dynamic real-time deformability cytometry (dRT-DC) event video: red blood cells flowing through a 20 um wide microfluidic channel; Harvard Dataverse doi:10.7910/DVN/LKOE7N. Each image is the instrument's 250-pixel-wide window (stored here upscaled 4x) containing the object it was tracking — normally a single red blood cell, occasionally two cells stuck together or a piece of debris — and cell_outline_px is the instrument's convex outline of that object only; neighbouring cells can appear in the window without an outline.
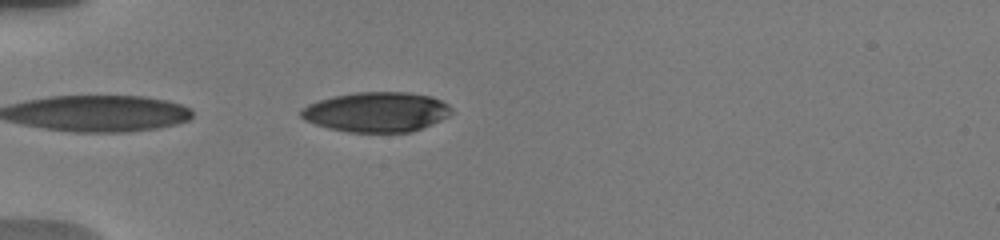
{"species": "human", "species_latin": "Homo sapiens", "temperature_condition": "warm", "stored_images_in_passage": 2, "camera_frame_rate_fps": 3000, "um_per_image_px": 0.085, "donor": {"sex": "male"}, "frame": {"image": 1, "passage_image": 1, "time_ms": 0.0, "image_size_px": [1000, 240], "cell_outline_px": [[452, 112], [448, 116], [432, 124], [412, 132], [348, 132], [328, 128], [304, 120], [300, 116], [300, 108], [308, 104], [332, 96], [356, 92], [408, 92], [432, 96], [448, 104], [452, 108]], "centroid_in_image_um": [32.0, 9.51], "position_along_channel_um": 53.0, "area_um2": 35.14}}